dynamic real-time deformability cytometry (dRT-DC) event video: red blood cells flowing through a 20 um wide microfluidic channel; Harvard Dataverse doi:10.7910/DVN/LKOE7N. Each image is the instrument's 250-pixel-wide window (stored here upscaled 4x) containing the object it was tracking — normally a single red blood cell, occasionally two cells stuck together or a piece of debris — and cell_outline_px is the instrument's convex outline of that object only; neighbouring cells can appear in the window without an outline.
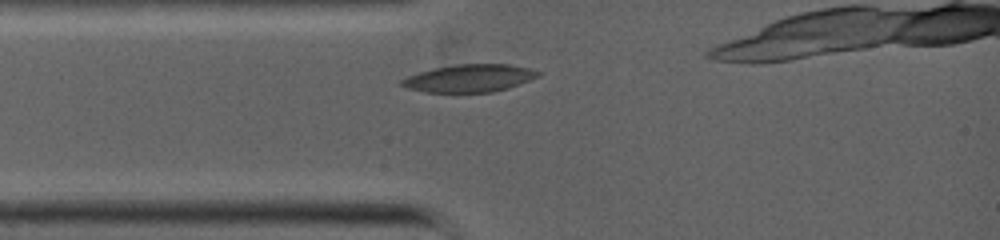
{"species": "common noctule bat (a hibernating species)", "species_latin": "Nyctalus noctula", "temperature_condition": "warm", "stored_images_in_passage": 2, "camera_frame_rate_fps": 5000, "um_per_image_px": 0.085, "animal": {"sex": "female", "body_mass_g": 19.0, "forearm_length_mm": 53.3}, "frame": {"image": 1, "passage_image": 2, "time_ms": 0.4, "image_size_px": [1000, 240], "cell_outline_px": [[544, 72], [540, 76], [508, 88], [492, 92], [424, 92], [408, 88], [400, 84], [400, 80], [408, 76], [420, 72], [436, 68], [456, 64], [508, 64], [528, 68]], "centroid_in_image_um": [39.93, 6.65], "position_along_channel_um": 45.1, "area_um2": 21.85}}